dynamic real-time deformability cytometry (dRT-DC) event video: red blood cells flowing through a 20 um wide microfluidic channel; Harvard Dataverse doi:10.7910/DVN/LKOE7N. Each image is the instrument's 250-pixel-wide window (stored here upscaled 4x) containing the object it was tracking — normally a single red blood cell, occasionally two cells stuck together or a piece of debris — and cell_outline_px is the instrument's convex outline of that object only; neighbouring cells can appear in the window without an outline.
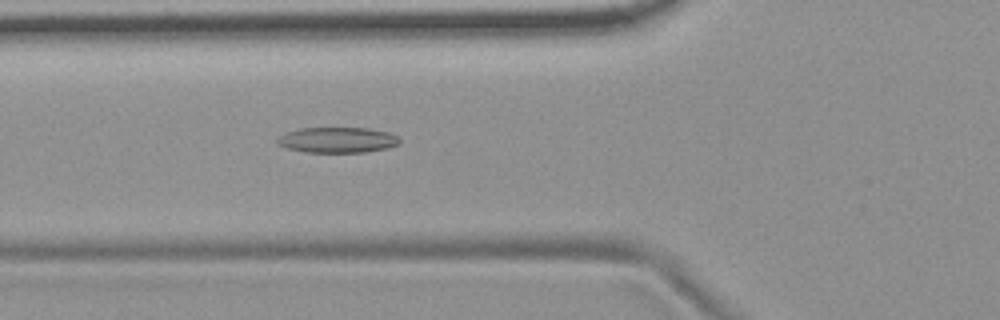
{"species": "common noctule bat (a hibernating species)", "species_latin": "Nyctalus noctula", "temperature_condition": "room temperature", "stored_images_in_passage": 13, "camera_frame_rate_fps": 3000, "um_per_image_px": 0.085, "animal": {"sex": "female", "body_mass_g": 19.9}, "frame": {"image": 1, "passage_image": 6, "time_ms": 1.667, "image_size_px": [1000, 320], "cell_outline_px": [[400, 144], [388, 148], [364, 152], [304, 152], [288, 148], [276, 144], [276, 136], [284, 132], [300, 128], [368, 128], [388, 132], [396, 136], [400, 140]], "centroid_in_image_um": [28.63, 11.89], "position_along_channel_um": 97.2, "area_um2": 18.38}}
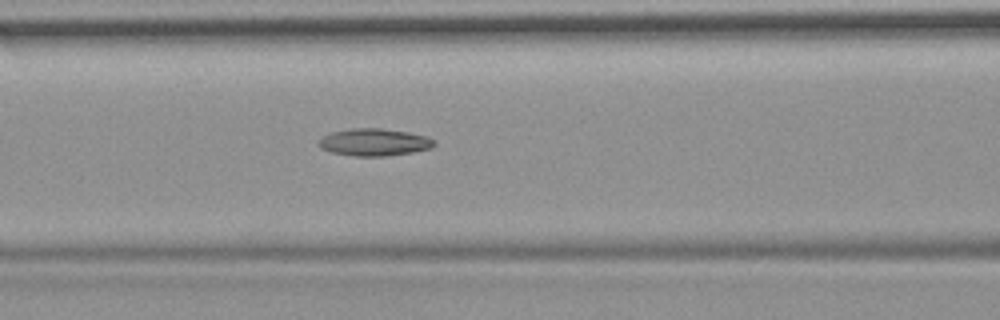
{"frame": {"image": 2, "passage_image": 9, "time_ms": 2.667, "image_size_px": [1000, 320], "cell_outline_px": [[436, 144], [432, 148], [412, 152], [384, 156], [352, 156], [332, 152], [320, 148], [316, 140], [332, 132], [352, 128], [380, 128], [408, 132], [428, 136], [436, 140]], "centroid_in_image_um": [31.82, 12.08], "position_along_channel_um": 134.8, "area_um2": 18.5}}
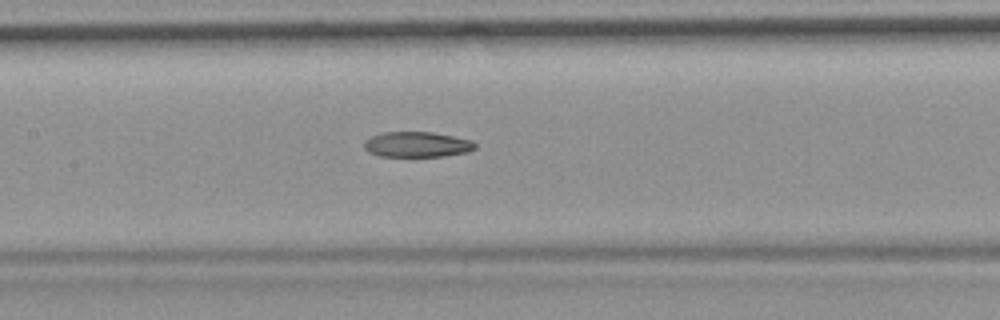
{"frame": {"image": 3, "passage_image": 12, "time_ms": 3.667, "image_size_px": [1000, 320], "cell_outline_px": [[476, 148], [468, 152], [444, 156], [380, 156], [368, 152], [364, 148], [364, 140], [372, 136], [384, 132], [432, 132], [472, 140], [476, 144]], "centroid_in_image_um": [35.45, 12.28], "position_along_channel_um": 172.0, "area_um2": 16.42}}